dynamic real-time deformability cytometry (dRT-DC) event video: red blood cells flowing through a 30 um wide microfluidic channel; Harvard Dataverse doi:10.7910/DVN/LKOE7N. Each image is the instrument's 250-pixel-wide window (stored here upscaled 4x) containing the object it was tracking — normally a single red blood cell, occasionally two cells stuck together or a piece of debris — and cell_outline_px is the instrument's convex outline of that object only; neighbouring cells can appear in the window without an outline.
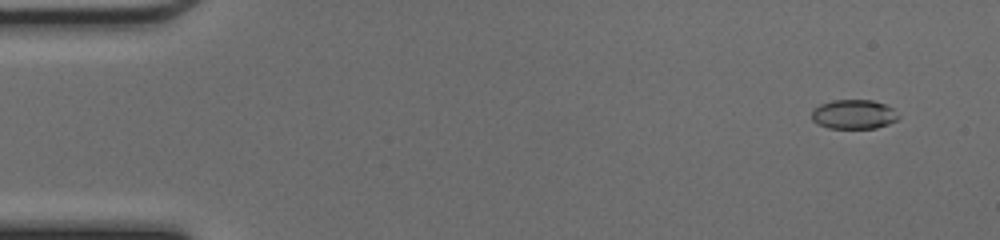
{"species": "common noctule bat (a hibernating species)", "species_latin": "Nyctalus noctula", "temperature_condition": "cold", "stored_images_in_passage": 49, "camera_frame_rate_fps": 3000, "um_per_image_px": 0.085, "animal": {"sex": "female", "body_mass_g": 17.0, "forearm_length_mm": 48.0}, "frame": {"image": 1, "passage_image": 4, "time_ms": 1.0, "image_size_px": [1000, 240], "cell_outline_px": [[900, 116], [896, 120], [888, 124], [876, 128], [828, 128], [812, 120], [812, 108], [820, 104], [832, 100], [872, 100], [884, 104], [892, 108]], "centroid_in_image_um": [72.56, 9.71], "position_along_channel_um": 12.4, "area_um2": 14.8}}
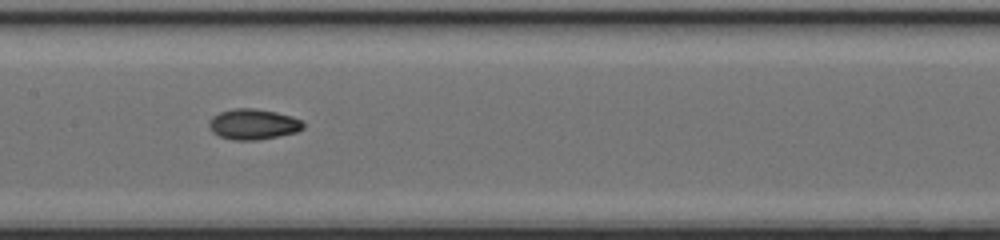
{"frame": {"image": 2, "passage_image": 25, "time_ms": 8.0, "image_size_px": [1000, 240], "cell_outline_px": [[304, 128], [296, 132], [256, 140], [232, 140], [220, 136], [212, 132], [208, 124], [208, 120], [212, 116], [220, 112], [236, 108], [252, 108], [276, 112], [292, 116], [300, 120], [304, 124]], "centroid_in_image_um": [21.49, 10.55], "position_along_channel_um": 185.9, "area_um2": 16.7}}
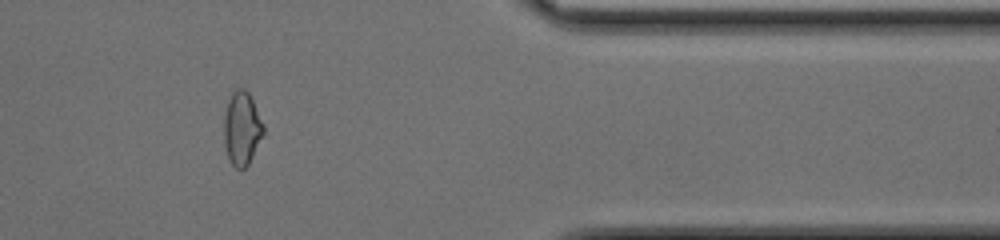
{"frame": {"image": 3, "passage_image": 41, "time_ms": 13.333, "image_size_px": [1000, 240], "cell_outline_px": [[264, 132], [248, 164], [244, 168], [236, 168], [228, 160], [224, 144], [224, 116], [228, 100], [232, 92], [236, 88], [244, 88], [248, 92], [264, 124]], "centroid_in_image_um": [20.54, 10.9], "position_along_channel_um": 390.9, "area_um2": 16.82}, "authors_computed_cell_mechanics": {"area_um2": 16.0684, "velocity_mm_per_s": 4.2934, "shape_relaxation_time_tau1_ms": 2.8388, "shape_relaxation_time_tau2_ms": 5.9526, "deformation_change_tau1": 0.1328, "deformation_change_tau2": 0.1019}}